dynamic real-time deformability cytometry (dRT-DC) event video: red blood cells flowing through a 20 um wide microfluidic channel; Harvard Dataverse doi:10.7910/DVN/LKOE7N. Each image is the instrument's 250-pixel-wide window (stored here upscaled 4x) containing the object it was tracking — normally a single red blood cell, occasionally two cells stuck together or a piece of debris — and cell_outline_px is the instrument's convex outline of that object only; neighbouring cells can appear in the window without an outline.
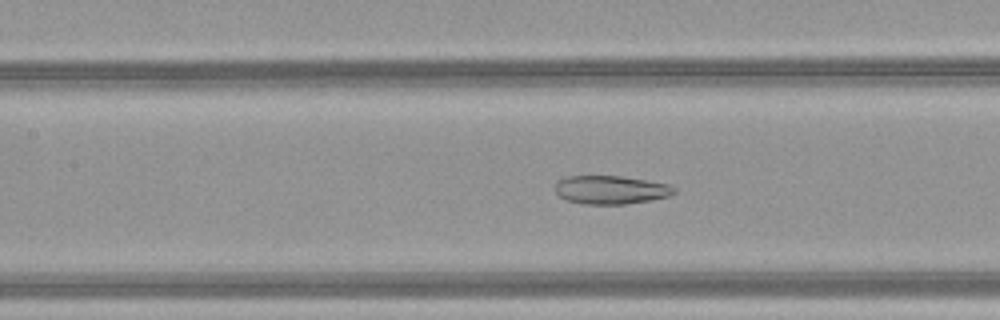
{"species": "common noctule bat (a hibernating species)", "species_latin": "Nyctalus noctula", "temperature_condition": "warm", "stored_images_in_passage": 37, "camera_frame_rate_fps": 3000, "um_per_image_px": 0.085, "animal": {"sex": "female", "body_mass_g": 21.9}, "frame": {"image": 1, "passage_image": 11, "time_ms": 3.333, "image_size_px": [1000, 320], "cell_outline_px": [[676, 192], [668, 196], [648, 200], [624, 204], [580, 204], [568, 200], [560, 196], [556, 192], [556, 184], [560, 180], [568, 176], [620, 176], [668, 184], [676, 188]], "centroid_in_image_um": [51.91, 16.14], "position_along_channel_um": 155.5, "area_um2": 19.42}}
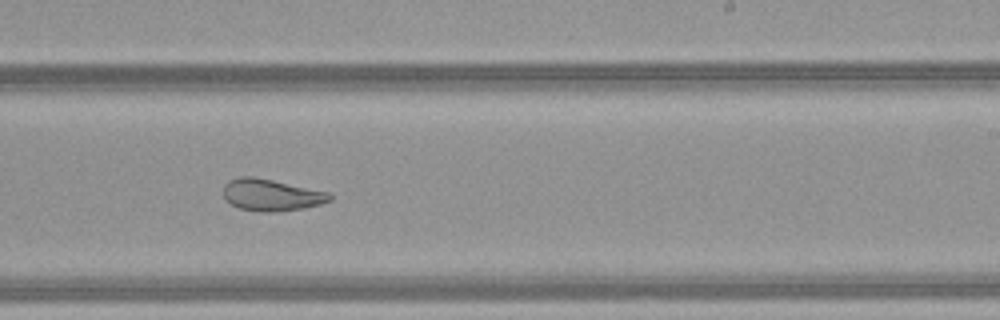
{"frame": {"image": 2, "passage_image": 19, "time_ms": 6.0, "image_size_px": [1000, 320], "cell_outline_px": [[332, 200], [320, 204], [304, 208], [276, 212], [260, 212], [240, 208], [224, 200], [224, 184], [228, 180], [240, 176], [252, 176], [332, 192]], "centroid_in_image_um": [23.08, 16.57], "position_along_channel_um": 265.9, "area_um2": 19.94}}
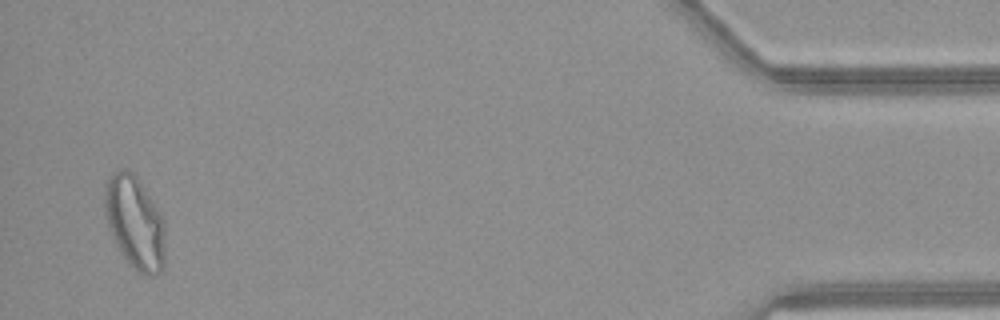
{"frame": {"image": 3, "passage_image": 36, "time_ms": 11.667, "image_size_px": [1000, 320], "cell_outline_px": [[164, 268], [160, 272], [148, 276], [136, 272], [128, 264], [120, 252], [116, 244], [104, 216], [104, 184], [108, 176], [124, 168], [132, 172], [136, 176], [164, 220]], "centroid_in_image_um": [11.43, 18.94], "position_along_channel_um": 423.8, "area_um2": 32.83}, "authors_computed_cell_mechanics": {"area_um2": 22.7732, "velocity_mm_per_s": 4.1522, "shape_relaxation_time_tau1_ms": null, "shape_relaxation_time_tau2_ms": 1.305, "deformation_change_tau1": null, "deformation_change_tau2": 0.0815}}